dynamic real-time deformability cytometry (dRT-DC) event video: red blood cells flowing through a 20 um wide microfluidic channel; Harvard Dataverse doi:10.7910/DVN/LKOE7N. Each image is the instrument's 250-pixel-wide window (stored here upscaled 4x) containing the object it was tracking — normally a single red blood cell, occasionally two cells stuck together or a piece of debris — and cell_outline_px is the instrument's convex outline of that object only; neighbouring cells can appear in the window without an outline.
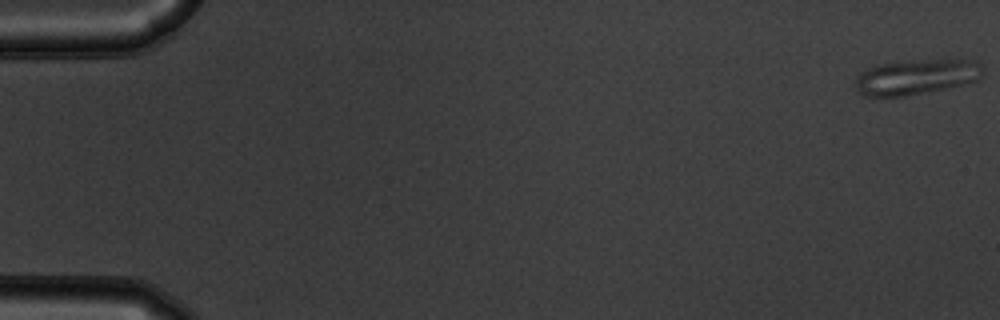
{"species": "common noctule bat (a hibernating species)", "species_latin": "Nyctalus noctula", "temperature_condition": "warm", "stored_images_in_passage": 54, "segment_of_instrument_passage": [1, 2], "camera_frame_rate_fps": 3000, "um_per_image_px": 0.085, "animal": {"sex": "male", "body_mass_g": 19.5, "forearm_length_mm": 54.6}, "frame": {"image": 1, "passage_image": 1, "time_ms": 0.0, "image_size_px": [1000, 320], "cell_outline_px": [[984, 68], [980, 76], [976, 80], [944, 88], [904, 96], [860, 96], [856, 88], [856, 76], [860, 72], [876, 64], [944, 56], [948, 56], [972, 60], [980, 64]], "centroid_in_image_um": [77.89, 6.47], "position_along_channel_um": 7.1, "area_um2": 26.88}}
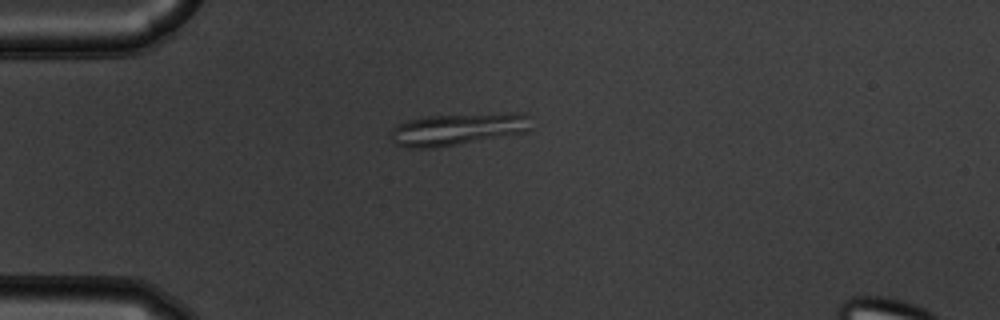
{"frame": {"image": 2, "passage_image": 15, "time_ms": 4.667, "image_size_px": [1000, 320], "cell_outline_px": [[532, 132], [432, 148], [404, 148], [396, 144], [392, 140], [392, 128], [396, 124], [408, 120], [428, 116], [504, 112], [524, 112], [528, 116], [532, 128]], "centroid_in_image_um": [38.99, 10.97], "position_along_channel_um": 46.0, "area_um2": 26.76}}